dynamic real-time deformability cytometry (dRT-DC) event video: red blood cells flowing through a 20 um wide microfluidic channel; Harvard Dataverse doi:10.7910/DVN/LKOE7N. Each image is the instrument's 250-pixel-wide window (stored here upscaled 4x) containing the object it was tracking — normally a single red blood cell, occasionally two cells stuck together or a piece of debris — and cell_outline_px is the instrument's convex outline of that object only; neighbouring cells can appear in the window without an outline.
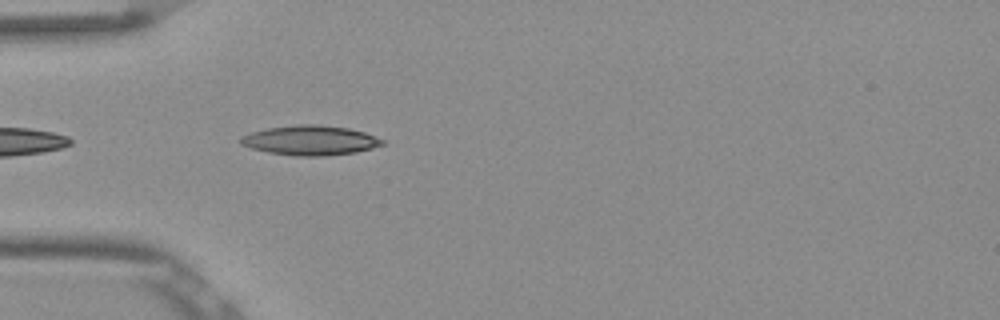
{"species": "Egyptian fruit bat (a non-hibernating species)", "species_latin": "Rousettus aegyptiacus", "temperature_condition": "room temperature", "stored_images_in_passage": 19, "camera_frame_rate_fps": 3000, "um_per_image_px": 0.085, "frame": {"image": 1, "passage_image": 2, "time_ms": 0.333, "image_size_px": [1000, 320], "cell_outline_px": [[388, 144], [356, 152], [324, 156], [296, 156], [268, 152], [252, 148], [240, 144], [240, 136], [252, 132], [268, 128], [296, 124], [316, 124], [348, 128], [364, 132], [384, 140]], "centroid_in_image_um": [26.39, 11.93], "position_along_channel_um": 58.6, "area_um2": 24.57}}
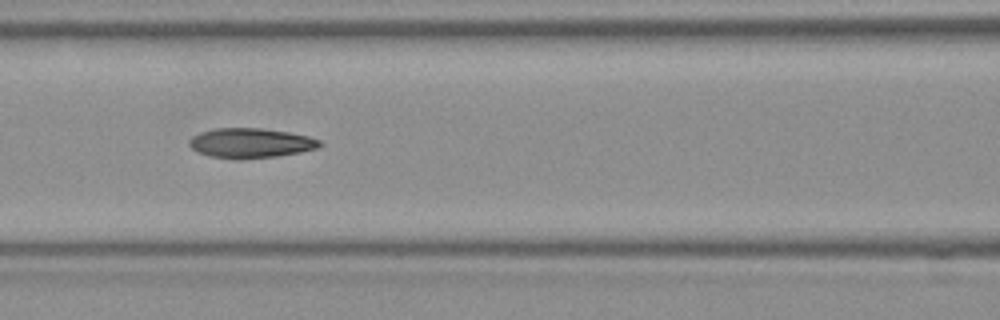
{"frame": {"image": 2, "passage_image": 9, "time_ms": 2.667, "image_size_px": [1000, 320], "cell_outline_px": [[324, 144], [316, 148], [300, 152], [276, 156], [212, 156], [200, 152], [192, 148], [188, 144], [188, 140], [192, 136], [200, 132], [216, 128], [260, 128], [288, 132], [308, 136], [320, 140]], "centroid_in_image_um": [21.33, 12.1], "position_along_channel_um": 145.3, "area_um2": 21.68}}
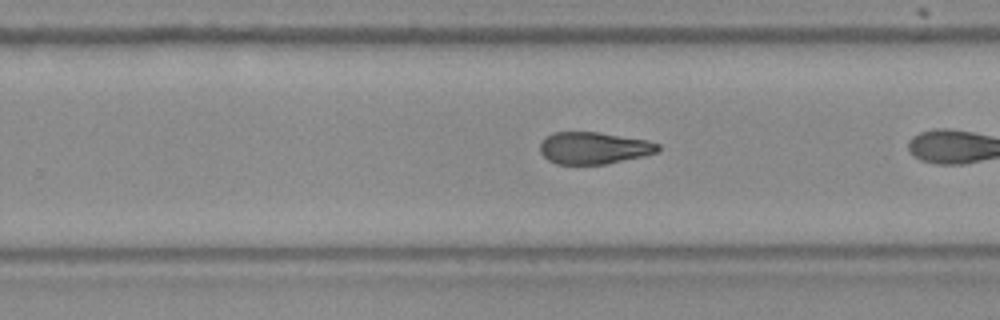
{"frame": {"image": 3, "passage_image": 17, "time_ms": 5.333, "image_size_px": [1000, 320], "cell_outline_px": [[660, 152], [644, 156], [604, 164], [556, 164], [548, 160], [540, 152], [540, 144], [544, 136], [552, 132], [596, 132], [648, 140], [660, 144]], "centroid_in_image_um": [50.47, 12.58], "position_along_channel_um": 279.3, "area_um2": 22.14}}